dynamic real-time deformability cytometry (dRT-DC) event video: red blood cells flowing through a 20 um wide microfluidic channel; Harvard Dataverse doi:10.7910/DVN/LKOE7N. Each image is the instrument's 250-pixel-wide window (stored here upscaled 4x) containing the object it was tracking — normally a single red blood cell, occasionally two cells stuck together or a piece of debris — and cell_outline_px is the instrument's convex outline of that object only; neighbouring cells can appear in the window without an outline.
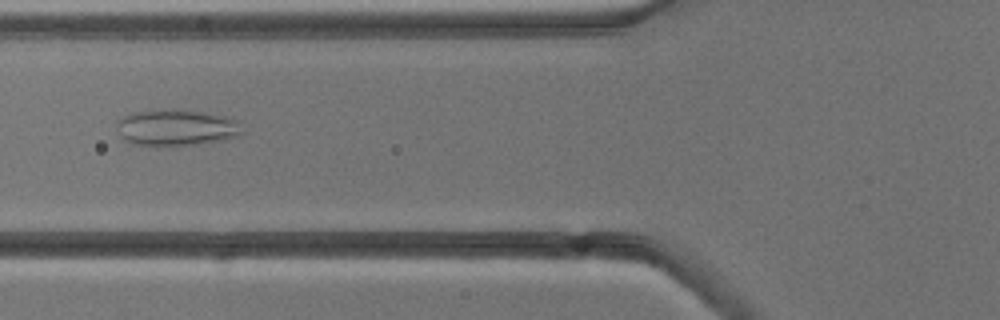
{"species": "common noctule bat (a hibernating species)", "species_latin": "Nyctalus noctula", "temperature_condition": "cold", "stored_images_in_passage": 4, "camera_frame_rate_fps": 3000, "um_per_image_px": 0.085, "animal": {"sex": "male", "body_mass_g": 13.3}, "frame": {"image": 1, "passage_image": 4, "time_ms": 3.667, "image_size_px": [1000, 320], "cell_outline_px": [[244, 132], [236, 136], [224, 140], [176, 148], [148, 148], [132, 144], [124, 140], [116, 124], [116, 120], [124, 116], [136, 112], [160, 108], [200, 112], [240, 120]], "centroid_in_image_um": [14.96, 10.91], "position_along_channel_um": 110.8, "area_um2": 27.57}}